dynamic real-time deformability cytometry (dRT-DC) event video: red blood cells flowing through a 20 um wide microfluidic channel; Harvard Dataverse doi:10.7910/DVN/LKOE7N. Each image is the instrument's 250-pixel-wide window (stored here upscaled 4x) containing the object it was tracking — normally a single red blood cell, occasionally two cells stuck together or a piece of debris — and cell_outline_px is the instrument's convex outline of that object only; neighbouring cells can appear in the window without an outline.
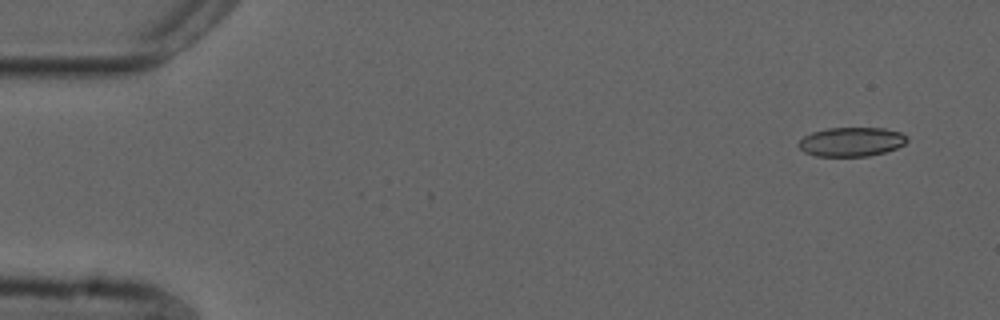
{"species": "common noctule bat (a hibernating species)", "species_latin": "Nyctalus noctula", "temperature_condition": "cold", "stored_images_in_passage": 52, "camera_frame_rate_fps": 3000, "um_per_image_px": 0.085, "animal": {"sex": "male", "forearm_length_mm": 52.5}, "frame": {"image": 1, "passage_image": 1, "time_ms": 0.0, "image_size_px": [1000, 320], "cell_outline_px": [[908, 140], [904, 144], [896, 148], [884, 152], [868, 156], [816, 156], [804, 152], [796, 144], [804, 136], [812, 132], [828, 128], [884, 128], [900, 132], [908, 136]], "centroid_in_image_um": [72.36, 12.05], "position_along_channel_um": 12.6, "area_um2": 18.44}}
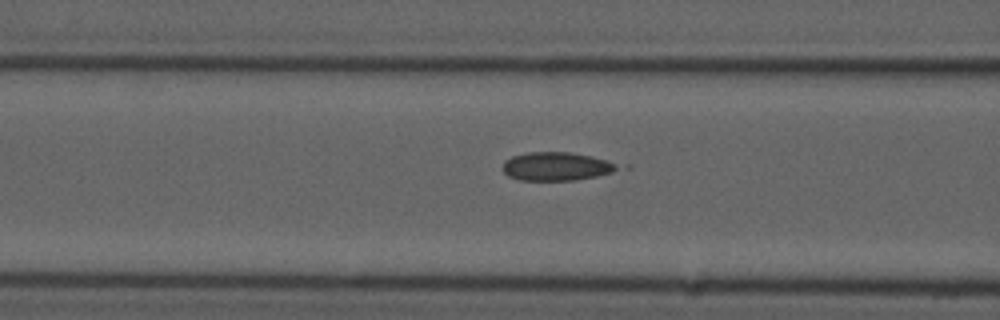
{"frame": {"image": 2, "passage_image": 19, "time_ms": 6.0, "image_size_px": [1000, 320], "cell_outline_px": [[632, 168], [596, 176], [576, 180], [520, 180], [508, 176], [504, 172], [504, 160], [512, 156], [528, 152], [568, 152], [632, 164]], "centroid_in_image_um": [47.54, 14.14], "position_along_channel_um": 119.1, "area_um2": 19.83}}
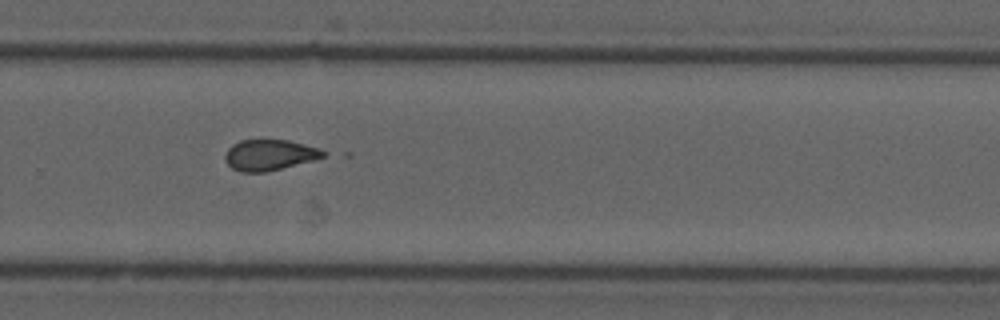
{"frame": {"image": 3, "passage_image": 34, "time_ms": 11.0, "image_size_px": [1000, 320], "cell_outline_px": [[328, 152], [324, 156], [312, 160], [264, 172], [240, 172], [232, 168], [224, 160], [224, 156], [228, 148], [232, 144], [240, 140], [288, 140], [320, 148]], "centroid_in_image_um": [22.88, 13.16], "position_along_channel_um": 306.9, "area_um2": 17.51}}